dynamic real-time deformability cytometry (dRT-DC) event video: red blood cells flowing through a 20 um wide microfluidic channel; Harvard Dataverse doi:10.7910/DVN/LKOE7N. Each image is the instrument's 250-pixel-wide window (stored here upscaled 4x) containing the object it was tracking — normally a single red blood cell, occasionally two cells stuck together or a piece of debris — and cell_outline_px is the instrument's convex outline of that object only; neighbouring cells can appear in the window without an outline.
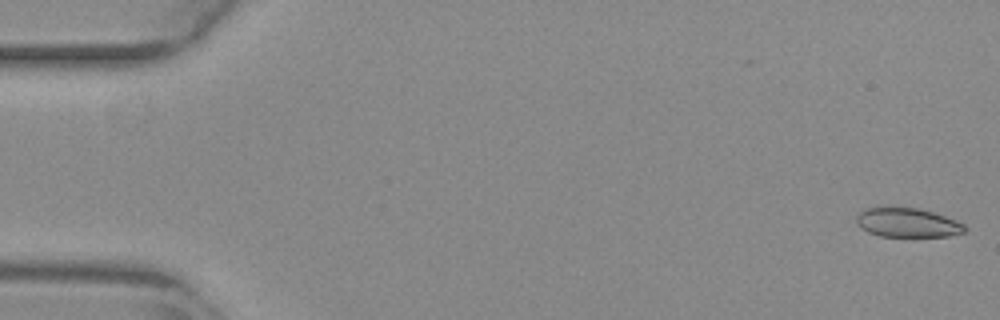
{"species": "common noctule bat (a hibernating species)", "species_latin": "Nyctalus noctula", "temperature_condition": "warm", "stored_images_in_passage": 54, "camera_frame_rate_fps": 3000, "um_per_image_px": 0.085, "animal": {"sex": "female", "body_mass_g": 29.2, "forearm_length_mm": 56.3}, "frame": {"image": 1, "passage_image": 1, "time_ms": 0.0, "image_size_px": [1000, 320], "cell_outline_px": [[968, 228], [964, 232], [948, 236], [880, 236], [868, 232], [860, 228], [856, 220], [856, 216], [864, 208], [880, 204], [920, 208], [956, 220], [964, 224]], "centroid_in_image_um": [77.07, 18.87], "position_along_channel_um": 7.9, "area_um2": 19.07}}
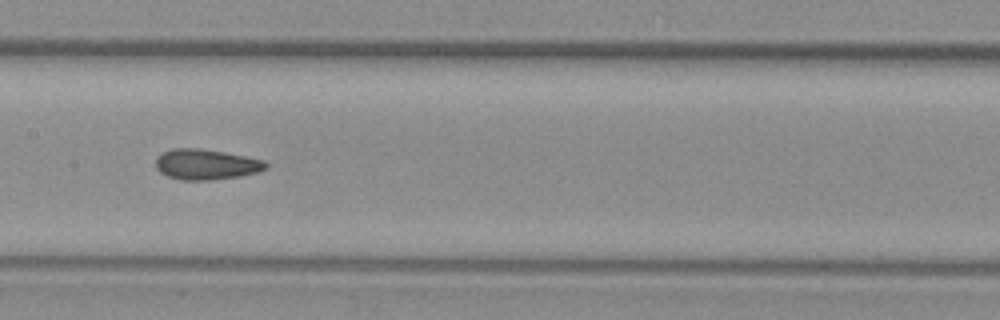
{"frame": {"image": 2, "passage_image": 27, "time_ms": 8.667, "image_size_px": [1000, 320], "cell_outline_px": [[268, 168], [256, 172], [240, 176], [212, 180], [180, 180], [168, 176], [160, 172], [156, 168], [156, 156], [172, 148], [200, 148], [224, 152], [264, 160], [268, 164]], "centroid_in_image_um": [17.5, 13.97], "position_along_channel_um": 189.9, "area_um2": 19.59}}
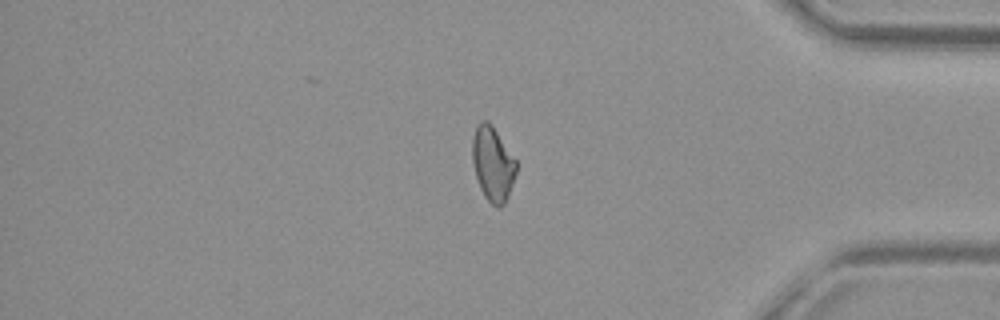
{"frame": {"image": 3, "passage_image": 45, "time_ms": 14.667, "image_size_px": [1000, 320], "cell_outline_px": [[516, 172], [508, 196], [504, 204], [500, 208], [496, 208], [484, 196], [480, 188], [476, 176], [472, 160], [472, 140], [476, 128], [480, 120], [488, 120], [492, 124], [516, 160]], "centroid_in_image_um": [41.88, 13.92], "position_along_channel_um": 393.3, "area_um2": 19.02}, "authors_computed_cell_mechanics": {"area_um2": 19.4786, "velocity_mm_per_s": 3.8573, "shape_relaxation_time_tau1_ms": null, "shape_relaxation_time_tau2_ms": 2.5714, "deformation_change_tau1": null, "deformation_change_tau2": 0.0839}}